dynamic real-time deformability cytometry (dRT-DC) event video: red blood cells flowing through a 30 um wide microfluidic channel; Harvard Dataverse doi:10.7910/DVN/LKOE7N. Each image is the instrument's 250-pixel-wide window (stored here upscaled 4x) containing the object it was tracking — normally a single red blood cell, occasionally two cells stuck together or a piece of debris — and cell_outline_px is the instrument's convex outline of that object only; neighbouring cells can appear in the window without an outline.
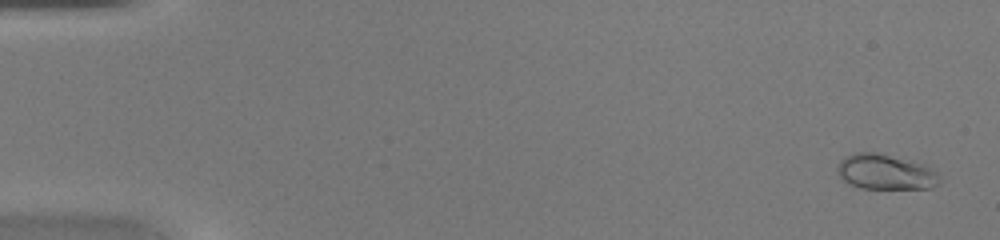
{"species": "common noctule bat (a hibernating species)", "species_latin": "Nyctalus noctula", "temperature_condition": "warm", "stored_images_in_passage": 45, "camera_frame_rate_fps": 3000, "um_per_image_px": 0.085, "animal": {"sex": "female", "body_mass_g": 20.0, "forearm_length_mm": 54.0}, "frame": {"image": 1, "passage_image": 2, "time_ms": 0.333, "image_size_px": [1000, 240], "cell_outline_px": [[940, 180], [936, 184], [928, 188], [860, 188], [844, 180], [840, 176], [836, 168], [840, 160], [844, 156], [856, 152], [876, 152], [928, 164], [940, 176]], "centroid_in_image_um": [75.27, 14.59], "position_along_channel_um": 9.7, "area_um2": 21.04}}
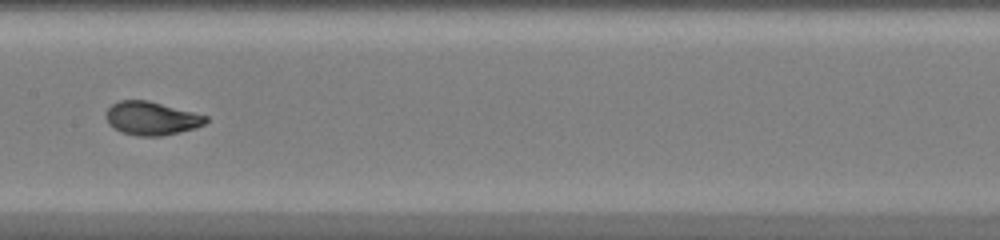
{"frame": {"image": 2, "passage_image": 24, "time_ms": 7.667, "image_size_px": [1000, 240], "cell_outline_px": [[208, 120], [204, 124], [196, 128], [180, 132], [160, 136], [136, 136], [120, 132], [112, 128], [108, 124], [104, 116], [104, 112], [112, 104], [120, 100], [148, 100], [208, 116]], "centroid_in_image_um": [12.83, 10.06], "position_along_channel_um": 194.6, "area_um2": 19.71}}
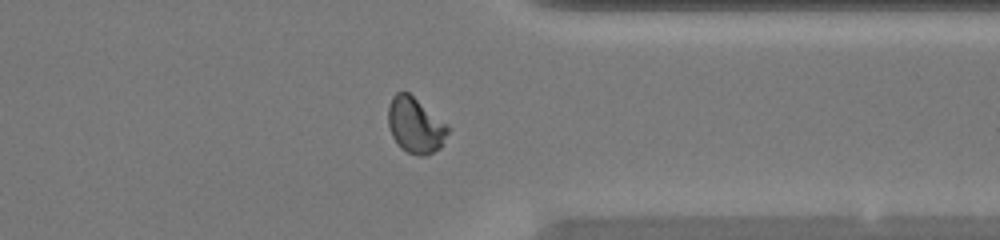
{"frame": {"image": 3, "passage_image": 36, "time_ms": 11.667, "image_size_px": [1000, 240], "cell_outline_px": [[452, 128], [440, 148], [424, 156], [416, 156], [400, 148], [392, 136], [388, 124], [388, 104], [392, 96], [396, 92], [408, 92], [448, 124]], "centroid_in_image_um": [35.32, 10.65], "position_along_channel_um": 376.1, "area_um2": 19.65}}